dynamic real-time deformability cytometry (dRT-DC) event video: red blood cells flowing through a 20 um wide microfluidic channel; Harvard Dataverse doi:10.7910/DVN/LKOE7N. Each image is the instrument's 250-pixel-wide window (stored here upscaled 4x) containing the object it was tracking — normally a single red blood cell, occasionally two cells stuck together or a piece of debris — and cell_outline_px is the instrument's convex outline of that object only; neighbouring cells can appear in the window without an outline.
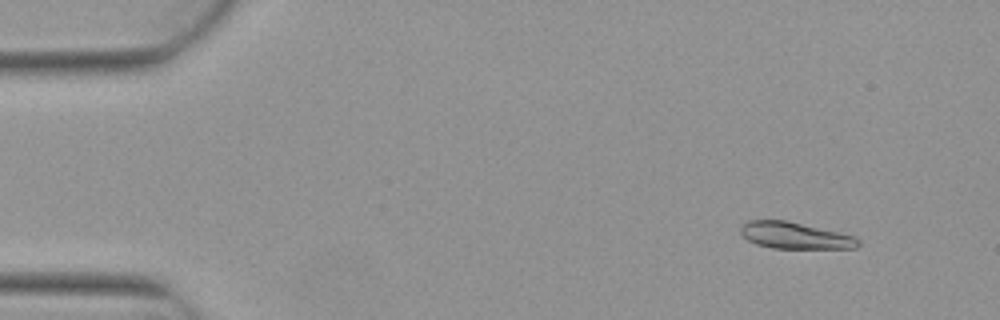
{"species": "Egyptian fruit bat (a non-hibernating species)", "species_latin": "Rousettus aegyptiacus", "temperature_condition": "warm", "stored_images_in_passage": 4, "camera_frame_rate_fps": 3000, "um_per_image_px": 0.085, "animal": {"sex": "female"}, "frame": {"image": 1, "passage_image": 1, "time_ms": 0.0, "image_size_px": [1000, 320], "cell_outline_px": [[860, 244], [856, 248], [772, 248], [756, 244], [748, 240], [740, 232], [740, 228], [748, 220], [784, 220], [840, 232], [856, 236], [860, 240]], "centroid_in_image_um": [67.6, 20.02], "position_along_channel_um": 17.4, "area_um2": 18.15}}
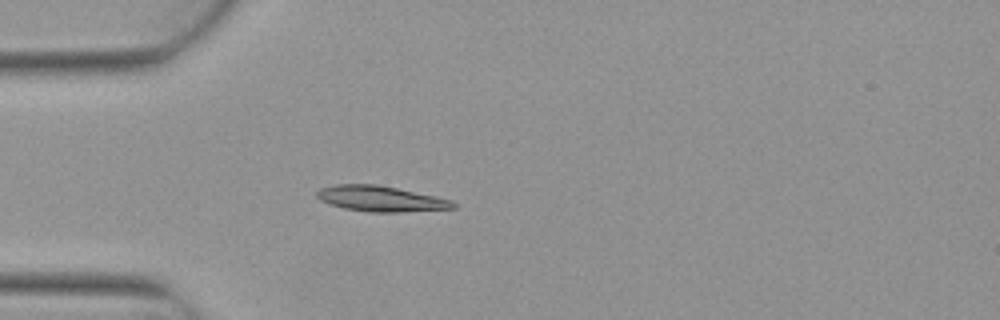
{"frame": {"image": 2, "passage_image": 4, "time_ms": 1.0, "image_size_px": [1000, 320], "cell_outline_px": [[456, 208], [400, 212], [368, 212], [344, 208], [320, 200], [316, 196], [316, 192], [320, 188], [336, 184], [376, 184], [436, 196], [452, 200], [456, 204]], "centroid_in_image_um": [32.36, 16.89], "position_along_channel_um": 52.6, "area_um2": 20.23}}